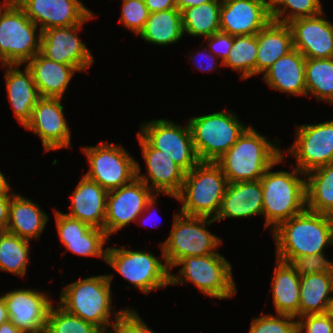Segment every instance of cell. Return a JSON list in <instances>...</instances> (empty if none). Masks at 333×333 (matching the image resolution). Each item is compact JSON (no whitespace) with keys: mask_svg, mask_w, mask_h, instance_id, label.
I'll return each instance as SVG.
<instances>
[{"mask_svg":"<svg viewBox=\"0 0 333 333\" xmlns=\"http://www.w3.org/2000/svg\"><path fill=\"white\" fill-rule=\"evenodd\" d=\"M272 233L276 243V259L280 261L322 254L326 246L333 244V216L306 208L280 223Z\"/></svg>","mask_w":333,"mask_h":333,"instance_id":"1","label":"cell"},{"mask_svg":"<svg viewBox=\"0 0 333 333\" xmlns=\"http://www.w3.org/2000/svg\"><path fill=\"white\" fill-rule=\"evenodd\" d=\"M271 141L250 125L215 163L220 167L228 183L260 180L283 155L278 148L279 143L273 144Z\"/></svg>","mask_w":333,"mask_h":333,"instance_id":"2","label":"cell"},{"mask_svg":"<svg viewBox=\"0 0 333 333\" xmlns=\"http://www.w3.org/2000/svg\"><path fill=\"white\" fill-rule=\"evenodd\" d=\"M113 274L98 275L79 279L63 288L60 293L59 305L68 313L98 327L103 333H108L116 319L125 310H112ZM114 319L110 322L112 312Z\"/></svg>","mask_w":333,"mask_h":333,"instance_id":"3","label":"cell"},{"mask_svg":"<svg viewBox=\"0 0 333 333\" xmlns=\"http://www.w3.org/2000/svg\"><path fill=\"white\" fill-rule=\"evenodd\" d=\"M282 155L260 178L263 192L264 229L272 231L282 222L306 209V180L300 178L305 173L296 167L289 171L271 172L272 167L284 160Z\"/></svg>","mask_w":333,"mask_h":333,"instance_id":"4","label":"cell"},{"mask_svg":"<svg viewBox=\"0 0 333 333\" xmlns=\"http://www.w3.org/2000/svg\"><path fill=\"white\" fill-rule=\"evenodd\" d=\"M227 179L215 162H199L186 173L176 200L180 213L215 219L227 187Z\"/></svg>","mask_w":333,"mask_h":333,"instance_id":"5","label":"cell"},{"mask_svg":"<svg viewBox=\"0 0 333 333\" xmlns=\"http://www.w3.org/2000/svg\"><path fill=\"white\" fill-rule=\"evenodd\" d=\"M180 267L177 275L170 273V285L186 284L190 281L205 296L228 299L237 288L231 264L219 252L204 256L182 258L174 267Z\"/></svg>","mask_w":333,"mask_h":333,"instance_id":"6","label":"cell"},{"mask_svg":"<svg viewBox=\"0 0 333 333\" xmlns=\"http://www.w3.org/2000/svg\"><path fill=\"white\" fill-rule=\"evenodd\" d=\"M37 28L20 6L6 0L0 4V58L3 67L23 65L40 52L42 31Z\"/></svg>","mask_w":333,"mask_h":333,"instance_id":"7","label":"cell"},{"mask_svg":"<svg viewBox=\"0 0 333 333\" xmlns=\"http://www.w3.org/2000/svg\"><path fill=\"white\" fill-rule=\"evenodd\" d=\"M196 154L200 162H216L249 127L236 113L224 109L188 120Z\"/></svg>","mask_w":333,"mask_h":333,"instance_id":"8","label":"cell"},{"mask_svg":"<svg viewBox=\"0 0 333 333\" xmlns=\"http://www.w3.org/2000/svg\"><path fill=\"white\" fill-rule=\"evenodd\" d=\"M169 237L161 243L163 255L171 270L182 259L188 256H204L213 253L222 243L206 227L216 221L208 217L175 214Z\"/></svg>","mask_w":333,"mask_h":333,"instance_id":"9","label":"cell"},{"mask_svg":"<svg viewBox=\"0 0 333 333\" xmlns=\"http://www.w3.org/2000/svg\"><path fill=\"white\" fill-rule=\"evenodd\" d=\"M159 246L162 251L159 257L154 256L152 252L128 250L125 246L109 247L105 262L124 280L147 295L155 289L170 285L171 272L164 259L162 245Z\"/></svg>","mask_w":333,"mask_h":333,"instance_id":"10","label":"cell"},{"mask_svg":"<svg viewBox=\"0 0 333 333\" xmlns=\"http://www.w3.org/2000/svg\"><path fill=\"white\" fill-rule=\"evenodd\" d=\"M89 163L86 177L107 192L131 183L136 178V160L120 145L100 142L82 148Z\"/></svg>","mask_w":333,"mask_h":333,"instance_id":"11","label":"cell"},{"mask_svg":"<svg viewBox=\"0 0 333 333\" xmlns=\"http://www.w3.org/2000/svg\"><path fill=\"white\" fill-rule=\"evenodd\" d=\"M158 195L137 178L108 192L104 222L106 235L115 234L131 222L137 223L143 213H151Z\"/></svg>","mask_w":333,"mask_h":333,"instance_id":"12","label":"cell"},{"mask_svg":"<svg viewBox=\"0 0 333 333\" xmlns=\"http://www.w3.org/2000/svg\"><path fill=\"white\" fill-rule=\"evenodd\" d=\"M138 133L153 147L171 158L186 173L200 160L196 154L192 134L185 127L167 119H155L141 124Z\"/></svg>","mask_w":333,"mask_h":333,"instance_id":"13","label":"cell"},{"mask_svg":"<svg viewBox=\"0 0 333 333\" xmlns=\"http://www.w3.org/2000/svg\"><path fill=\"white\" fill-rule=\"evenodd\" d=\"M295 140L287 152L296 158V168L308 173L333 162V120L296 127Z\"/></svg>","mask_w":333,"mask_h":333,"instance_id":"14","label":"cell"},{"mask_svg":"<svg viewBox=\"0 0 333 333\" xmlns=\"http://www.w3.org/2000/svg\"><path fill=\"white\" fill-rule=\"evenodd\" d=\"M94 17L91 13L81 24L43 30L39 53L54 62L74 66L79 72L87 70L94 59L86 44L79 39L78 32L87 20Z\"/></svg>","mask_w":333,"mask_h":333,"instance_id":"15","label":"cell"},{"mask_svg":"<svg viewBox=\"0 0 333 333\" xmlns=\"http://www.w3.org/2000/svg\"><path fill=\"white\" fill-rule=\"evenodd\" d=\"M59 97H40L24 128L40 137L45 152L71 147V131Z\"/></svg>","mask_w":333,"mask_h":333,"instance_id":"16","label":"cell"},{"mask_svg":"<svg viewBox=\"0 0 333 333\" xmlns=\"http://www.w3.org/2000/svg\"><path fill=\"white\" fill-rule=\"evenodd\" d=\"M137 136L146 163L147 175L140 173L141 167L136 161V178L145 183L155 194L163 193L176 199L182 189L186 172L162 151L153 148L139 133Z\"/></svg>","mask_w":333,"mask_h":333,"instance_id":"17","label":"cell"},{"mask_svg":"<svg viewBox=\"0 0 333 333\" xmlns=\"http://www.w3.org/2000/svg\"><path fill=\"white\" fill-rule=\"evenodd\" d=\"M9 320L23 333H45L51 298L44 292L15 289L4 293Z\"/></svg>","mask_w":333,"mask_h":333,"instance_id":"18","label":"cell"},{"mask_svg":"<svg viewBox=\"0 0 333 333\" xmlns=\"http://www.w3.org/2000/svg\"><path fill=\"white\" fill-rule=\"evenodd\" d=\"M324 12L312 17H301L287 23L292 32L293 48L305 58L333 57V24L323 18Z\"/></svg>","mask_w":333,"mask_h":333,"instance_id":"19","label":"cell"},{"mask_svg":"<svg viewBox=\"0 0 333 333\" xmlns=\"http://www.w3.org/2000/svg\"><path fill=\"white\" fill-rule=\"evenodd\" d=\"M271 20L268 0H230L221 4L220 31L231 36L257 34Z\"/></svg>","mask_w":333,"mask_h":333,"instance_id":"20","label":"cell"},{"mask_svg":"<svg viewBox=\"0 0 333 333\" xmlns=\"http://www.w3.org/2000/svg\"><path fill=\"white\" fill-rule=\"evenodd\" d=\"M20 7L41 31L81 24L93 14L80 0H25Z\"/></svg>","mask_w":333,"mask_h":333,"instance_id":"21","label":"cell"},{"mask_svg":"<svg viewBox=\"0 0 333 333\" xmlns=\"http://www.w3.org/2000/svg\"><path fill=\"white\" fill-rule=\"evenodd\" d=\"M261 181L228 183L215 221L225 218H247L262 215Z\"/></svg>","mask_w":333,"mask_h":333,"instance_id":"22","label":"cell"},{"mask_svg":"<svg viewBox=\"0 0 333 333\" xmlns=\"http://www.w3.org/2000/svg\"><path fill=\"white\" fill-rule=\"evenodd\" d=\"M107 194L98 183L83 175L71 195L67 215L104 230Z\"/></svg>","mask_w":333,"mask_h":333,"instance_id":"23","label":"cell"},{"mask_svg":"<svg viewBox=\"0 0 333 333\" xmlns=\"http://www.w3.org/2000/svg\"><path fill=\"white\" fill-rule=\"evenodd\" d=\"M20 65H5V84L14 116L21 126L31 119L32 110L40 98L31 71Z\"/></svg>","mask_w":333,"mask_h":333,"instance_id":"24","label":"cell"},{"mask_svg":"<svg viewBox=\"0 0 333 333\" xmlns=\"http://www.w3.org/2000/svg\"><path fill=\"white\" fill-rule=\"evenodd\" d=\"M305 62L306 58L293 48L270 66L264 73L263 80L271 89L306 96Z\"/></svg>","mask_w":333,"mask_h":333,"instance_id":"25","label":"cell"},{"mask_svg":"<svg viewBox=\"0 0 333 333\" xmlns=\"http://www.w3.org/2000/svg\"><path fill=\"white\" fill-rule=\"evenodd\" d=\"M25 65L33 75L40 97L63 98L74 73L78 72L74 66L54 62L40 53Z\"/></svg>","mask_w":333,"mask_h":333,"instance_id":"26","label":"cell"},{"mask_svg":"<svg viewBox=\"0 0 333 333\" xmlns=\"http://www.w3.org/2000/svg\"><path fill=\"white\" fill-rule=\"evenodd\" d=\"M48 219V215L37 203L15 192L9 204L6 231L29 241L39 240Z\"/></svg>","mask_w":333,"mask_h":333,"instance_id":"27","label":"cell"},{"mask_svg":"<svg viewBox=\"0 0 333 333\" xmlns=\"http://www.w3.org/2000/svg\"><path fill=\"white\" fill-rule=\"evenodd\" d=\"M256 36V75L264 74L272 64L293 49L292 32L286 23L271 20Z\"/></svg>","mask_w":333,"mask_h":333,"instance_id":"28","label":"cell"},{"mask_svg":"<svg viewBox=\"0 0 333 333\" xmlns=\"http://www.w3.org/2000/svg\"><path fill=\"white\" fill-rule=\"evenodd\" d=\"M271 290L276 314L299 318L300 276L287 262L276 259Z\"/></svg>","mask_w":333,"mask_h":333,"instance_id":"29","label":"cell"},{"mask_svg":"<svg viewBox=\"0 0 333 333\" xmlns=\"http://www.w3.org/2000/svg\"><path fill=\"white\" fill-rule=\"evenodd\" d=\"M183 35L181 12L174 8L149 13L144 29L138 36L148 43L169 46L177 43Z\"/></svg>","mask_w":333,"mask_h":333,"instance_id":"30","label":"cell"},{"mask_svg":"<svg viewBox=\"0 0 333 333\" xmlns=\"http://www.w3.org/2000/svg\"><path fill=\"white\" fill-rule=\"evenodd\" d=\"M333 294L330 274H307L300 277L299 317L326 313Z\"/></svg>","mask_w":333,"mask_h":333,"instance_id":"31","label":"cell"},{"mask_svg":"<svg viewBox=\"0 0 333 333\" xmlns=\"http://www.w3.org/2000/svg\"><path fill=\"white\" fill-rule=\"evenodd\" d=\"M306 208L333 216V162L305 174Z\"/></svg>","mask_w":333,"mask_h":333,"instance_id":"32","label":"cell"},{"mask_svg":"<svg viewBox=\"0 0 333 333\" xmlns=\"http://www.w3.org/2000/svg\"><path fill=\"white\" fill-rule=\"evenodd\" d=\"M221 3L216 0L189 7L181 12L184 34L204 38L220 31Z\"/></svg>","mask_w":333,"mask_h":333,"instance_id":"33","label":"cell"},{"mask_svg":"<svg viewBox=\"0 0 333 333\" xmlns=\"http://www.w3.org/2000/svg\"><path fill=\"white\" fill-rule=\"evenodd\" d=\"M306 96L313 95L333 105V57L328 59L306 58Z\"/></svg>","mask_w":333,"mask_h":333,"instance_id":"34","label":"cell"},{"mask_svg":"<svg viewBox=\"0 0 333 333\" xmlns=\"http://www.w3.org/2000/svg\"><path fill=\"white\" fill-rule=\"evenodd\" d=\"M29 245V240L0 231V270L23 277L28 266Z\"/></svg>","mask_w":333,"mask_h":333,"instance_id":"35","label":"cell"},{"mask_svg":"<svg viewBox=\"0 0 333 333\" xmlns=\"http://www.w3.org/2000/svg\"><path fill=\"white\" fill-rule=\"evenodd\" d=\"M258 53L257 36L240 35L234 36V44L229 56L222 67L232 68L241 73V79L245 80L256 75V61Z\"/></svg>","mask_w":333,"mask_h":333,"instance_id":"36","label":"cell"},{"mask_svg":"<svg viewBox=\"0 0 333 333\" xmlns=\"http://www.w3.org/2000/svg\"><path fill=\"white\" fill-rule=\"evenodd\" d=\"M268 3L272 20L279 23L324 12L320 0H268Z\"/></svg>","mask_w":333,"mask_h":333,"instance_id":"37","label":"cell"},{"mask_svg":"<svg viewBox=\"0 0 333 333\" xmlns=\"http://www.w3.org/2000/svg\"><path fill=\"white\" fill-rule=\"evenodd\" d=\"M45 333H103L95 325L86 322L78 316L68 313L59 304L54 309L52 305L48 318Z\"/></svg>","mask_w":333,"mask_h":333,"instance_id":"38","label":"cell"},{"mask_svg":"<svg viewBox=\"0 0 333 333\" xmlns=\"http://www.w3.org/2000/svg\"><path fill=\"white\" fill-rule=\"evenodd\" d=\"M109 237L105 230L97 227H92L81 239L75 240H60L73 254L85 257H99L106 261V252L104 245Z\"/></svg>","mask_w":333,"mask_h":333,"instance_id":"39","label":"cell"},{"mask_svg":"<svg viewBox=\"0 0 333 333\" xmlns=\"http://www.w3.org/2000/svg\"><path fill=\"white\" fill-rule=\"evenodd\" d=\"M295 317L285 314H260L251 322L249 333H297Z\"/></svg>","mask_w":333,"mask_h":333,"instance_id":"40","label":"cell"},{"mask_svg":"<svg viewBox=\"0 0 333 333\" xmlns=\"http://www.w3.org/2000/svg\"><path fill=\"white\" fill-rule=\"evenodd\" d=\"M120 21L136 35L144 29L149 11L144 0H122Z\"/></svg>","mask_w":333,"mask_h":333,"instance_id":"41","label":"cell"},{"mask_svg":"<svg viewBox=\"0 0 333 333\" xmlns=\"http://www.w3.org/2000/svg\"><path fill=\"white\" fill-rule=\"evenodd\" d=\"M325 253L291 258L287 263L301 277L307 274H330L331 261L326 259Z\"/></svg>","mask_w":333,"mask_h":333,"instance_id":"42","label":"cell"},{"mask_svg":"<svg viewBox=\"0 0 333 333\" xmlns=\"http://www.w3.org/2000/svg\"><path fill=\"white\" fill-rule=\"evenodd\" d=\"M56 227L60 240H75L81 239L92 226L82 222L76 218L68 216L66 213H61L54 208Z\"/></svg>","mask_w":333,"mask_h":333,"instance_id":"43","label":"cell"},{"mask_svg":"<svg viewBox=\"0 0 333 333\" xmlns=\"http://www.w3.org/2000/svg\"><path fill=\"white\" fill-rule=\"evenodd\" d=\"M114 332H113V331ZM108 333H155L133 309L126 308Z\"/></svg>","mask_w":333,"mask_h":333,"instance_id":"44","label":"cell"},{"mask_svg":"<svg viewBox=\"0 0 333 333\" xmlns=\"http://www.w3.org/2000/svg\"><path fill=\"white\" fill-rule=\"evenodd\" d=\"M297 320V333H333V319L327 313L308 314Z\"/></svg>","mask_w":333,"mask_h":333,"instance_id":"45","label":"cell"},{"mask_svg":"<svg viewBox=\"0 0 333 333\" xmlns=\"http://www.w3.org/2000/svg\"><path fill=\"white\" fill-rule=\"evenodd\" d=\"M204 39L208 41V51L213 53L215 57H219L221 59L220 65H223L233 47L234 36L219 31Z\"/></svg>","mask_w":333,"mask_h":333,"instance_id":"46","label":"cell"},{"mask_svg":"<svg viewBox=\"0 0 333 333\" xmlns=\"http://www.w3.org/2000/svg\"><path fill=\"white\" fill-rule=\"evenodd\" d=\"M149 13L176 8L174 0H144Z\"/></svg>","mask_w":333,"mask_h":333,"instance_id":"47","label":"cell"},{"mask_svg":"<svg viewBox=\"0 0 333 333\" xmlns=\"http://www.w3.org/2000/svg\"><path fill=\"white\" fill-rule=\"evenodd\" d=\"M203 51H205L206 52V50H201V51H196L197 53H196V55L198 56V55H200L199 54V52L200 53H202L201 55H202V57L203 58H206V59H209L208 60V63H206L207 65H205V67L203 66V63H202V61H201V59L199 60V61H201V62H199L198 60H196L197 58H196V55H190L189 56V59H191V60H193V63H194V60L196 61L194 64H195V66H196V68L197 69H200V70H202L203 72H204V70L205 71H211V70H215V68L217 67V65H218V62H216L217 61V57H215L211 52H208V54L210 53V55H208L207 53L205 54V52H203ZM205 55H204V54ZM200 57V56H199ZM196 58V59H195ZM215 60V61H214ZM213 62L215 63V65H213ZM198 64H200V65H198Z\"/></svg>","mask_w":333,"mask_h":333,"instance_id":"48","label":"cell"},{"mask_svg":"<svg viewBox=\"0 0 333 333\" xmlns=\"http://www.w3.org/2000/svg\"><path fill=\"white\" fill-rule=\"evenodd\" d=\"M12 196H0V231H6L9 204Z\"/></svg>","mask_w":333,"mask_h":333,"instance_id":"49","label":"cell"},{"mask_svg":"<svg viewBox=\"0 0 333 333\" xmlns=\"http://www.w3.org/2000/svg\"><path fill=\"white\" fill-rule=\"evenodd\" d=\"M176 8L182 12L184 9L189 7H196L201 4L213 1V0H174Z\"/></svg>","mask_w":333,"mask_h":333,"instance_id":"50","label":"cell"},{"mask_svg":"<svg viewBox=\"0 0 333 333\" xmlns=\"http://www.w3.org/2000/svg\"><path fill=\"white\" fill-rule=\"evenodd\" d=\"M11 186L8 184L5 175L0 171V196H13L15 194L10 192Z\"/></svg>","mask_w":333,"mask_h":333,"instance_id":"51","label":"cell"},{"mask_svg":"<svg viewBox=\"0 0 333 333\" xmlns=\"http://www.w3.org/2000/svg\"><path fill=\"white\" fill-rule=\"evenodd\" d=\"M0 333H23L10 320L0 325Z\"/></svg>","mask_w":333,"mask_h":333,"instance_id":"52","label":"cell"},{"mask_svg":"<svg viewBox=\"0 0 333 333\" xmlns=\"http://www.w3.org/2000/svg\"><path fill=\"white\" fill-rule=\"evenodd\" d=\"M9 320L6 303L3 296H0V325Z\"/></svg>","mask_w":333,"mask_h":333,"instance_id":"53","label":"cell"},{"mask_svg":"<svg viewBox=\"0 0 333 333\" xmlns=\"http://www.w3.org/2000/svg\"><path fill=\"white\" fill-rule=\"evenodd\" d=\"M326 313L333 319V294L328 302Z\"/></svg>","mask_w":333,"mask_h":333,"instance_id":"54","label":"cell"},{"mask_svg":"<svg viewBox=\"0 0 333 333\" xmlns=\"http://www.w3.org/2000/svg\"><path fill=\"white\" fill-rule=\"evenodd\" d=\"M7 2L20 6L25 0H6Z\"/></svg>","mask_w":333,"mask_h":333,"instance_id":"55","label":"cell"},{"mask_svg":"<svg viewBox=\"0 0 333 333\" xmlns=\"http://www.w3.org/2000/svg\"><path fill=\"white\" fill-rule=\"evenodd\" d=\"M331 279L333 282V263H331V271H330Z\"/></svg>","mask_w":333,"mask_h":333,"instance_id":"56","label":"cell"},{"mask_svg":"<svg viewBox=\"0 0 333 333\" xmlns=\"http://www.w3.org/2000/svg\"><path fill=\"white\" fill-rule=\"evenodd\" d=\"M216 1H218L219 3H225V2H228V1H230V0H216Z\"/></svg>","mask_w":333,"mask_h":333,"instance_id":"57","label":"cell"}]
</instances>
